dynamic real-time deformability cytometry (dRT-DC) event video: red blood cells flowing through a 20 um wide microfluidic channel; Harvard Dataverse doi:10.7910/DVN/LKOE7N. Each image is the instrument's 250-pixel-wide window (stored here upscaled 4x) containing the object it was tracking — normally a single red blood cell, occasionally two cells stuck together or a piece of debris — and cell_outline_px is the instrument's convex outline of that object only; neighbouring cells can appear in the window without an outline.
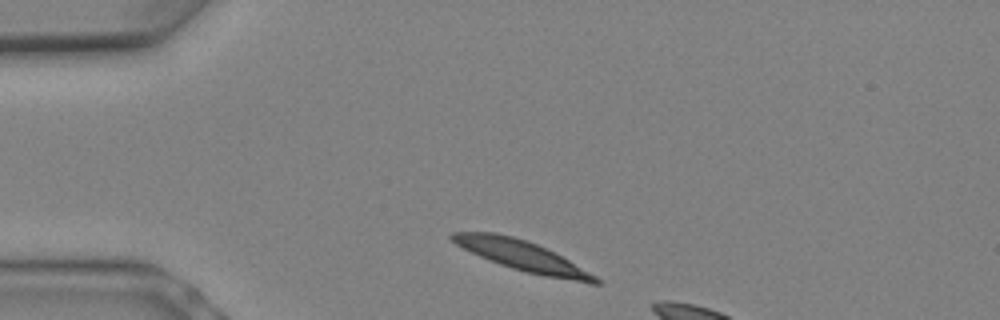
{"species": "Egyptian fruit bat (a non-hibernating species)", "species_latin": "Rousettus aegyptiacus", "temperature_condition": "warm", "stored_images_in_passage": 5, "segment_of_instrument_passage": [1, 2], "camera_frame_rate_fps": 3000, "um_per_image_px": 0.085, "animal": {"sex": "female"}, "frame": {"image": 1, "passage_image": 1, "time_ms": 0.0, "image_size_px": [1000, 320], "cell_outline_px": [[604, 284], [592, 284], [544, 276], [512, 268], [500, 264], [480, 256], [456, 244], [448, 236], [452, 232], [496, 232], [512, 236], [536, 244], [568, 260], [596, 276]], "centroid_in_image_um": [44.38, 21.74], "position_along_channel_um": 40.6, "area_um2": 24.62}}
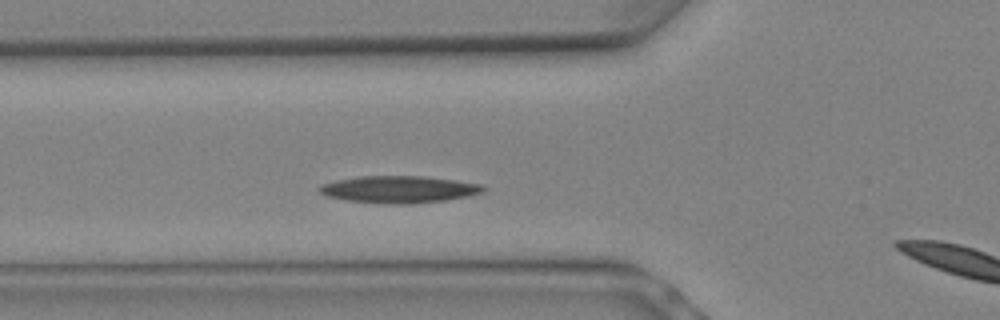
{"frame": {"image": 2, "passage_image": 4, "time_ms": 1.0, "image_size_px": [1000, 320], "cell_outline_px": [[488, 188], [484, 192], [468, 196], [444, 200], [408, 204], [388, 204], [344, 200], [324, 196], [316, 188], [324, 184], [336, 180], [360, 176], [424, 176], [456, 180], [480, 184]], "centroid_in_image_um": [33.91, 16.1], "position_along_channel_um": 91.9, "area_um2": 25.95}}